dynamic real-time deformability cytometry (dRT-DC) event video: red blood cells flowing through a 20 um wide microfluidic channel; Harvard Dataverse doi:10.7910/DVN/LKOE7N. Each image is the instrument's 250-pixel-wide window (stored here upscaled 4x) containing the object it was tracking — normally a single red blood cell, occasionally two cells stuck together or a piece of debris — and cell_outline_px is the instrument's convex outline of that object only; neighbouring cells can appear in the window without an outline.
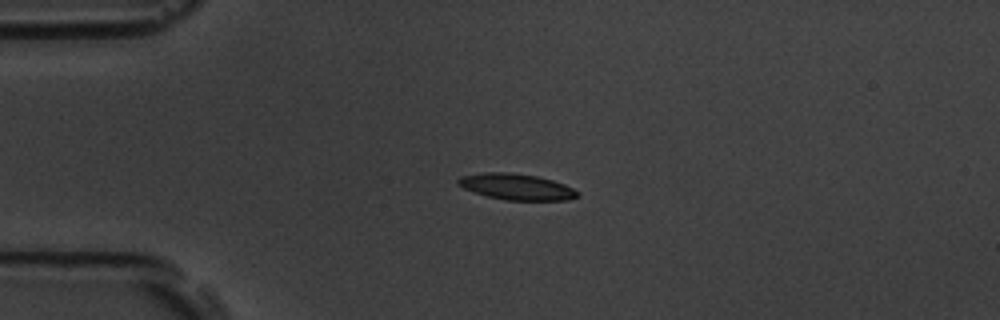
{"species": "common noctule bat (a hibernating species)", "species_latin": "Nyctalus noctula", "temperature_condition": "room temperature", "stored_images_in_passage": 44, "camera_frame_rate_fps": 3000, "um_per_image_px": 0.085, "animal": {"sex": "male", "body_mass_g": 19.5, "forearm_length_mm": 54.6}, "frame": {"image": 1, "passage_image": 1, "time_ms": 0.0, "image_size_px": [1000, 320], "cell_outline_px": [[580, 196], [568, 200], [504, 200], [488, 196], [464, 188], [456, 184], [456, 180], [460, 176], [484, 172], [508, 172], [536, 176], [552, 180], [564, 184], [580, 192]], "centroid_in_image_um": [43.9, 15.87], "position_along_channel_um": 41.1, "area_um2": 18.15}}
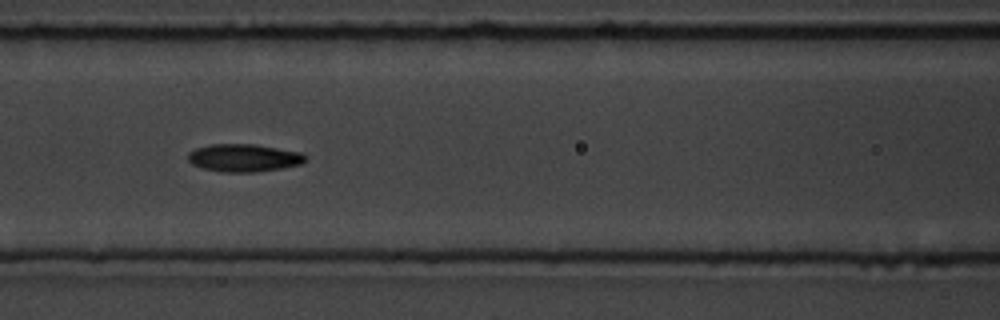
{"frame": {"image": 2, "passage_image": 12, "time_ms": 3.667, "image_size_px": [1000, 320], "cell_outline_px": [[308, 156], [300, 164], [280, 168], [256, 172], [220, 172], [204, 168], [192, 164], [188, 160], [188, 152], [196, 148], [212, 144], [256, 144], [304, 152]], "centroid_in_image_um": [20.75, 13.41], "position_along_channel_um": 145.9, "area_um2": 19.07}}
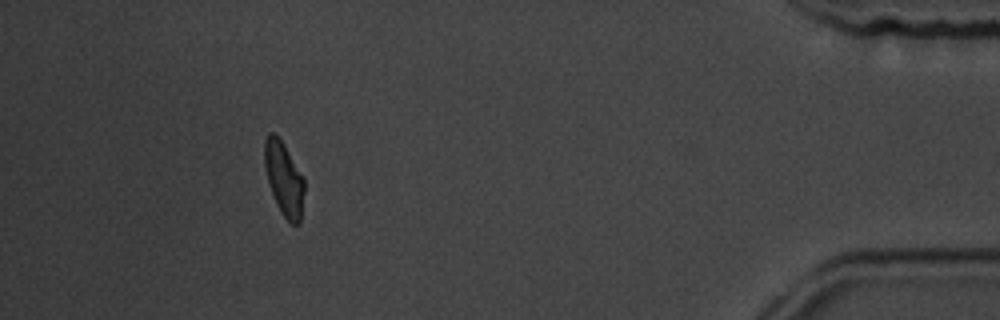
{"frame": {"image": 3, "passage_image": 39, "time_ms": 12.667, "image_size_px": [1000, 320], "cell_outline_px": [[304, 192], [300, 224], [292, 224], [280, 212], [276, 204], [268, 180], [264, 164], [264, 140], [268, 132], [272, 132], [280, 140], [304, 180]], "centroid_in_image_um": [24.12, 15.23], "position_along_channel_um": 411.1, "area_um2": 16.59}, "authors_computed_cell_mechanics": {"area_um2": 18.1492, "velocity_mm_per_s": 3.6084, "shape_relaxation_time_tau1_ms": 4.3069, "shape_relaxation_time_tau2_ms": 7.7854, "deformation_change_tau1": 0.1481, "deformation_change_tau2": 0.1322}}